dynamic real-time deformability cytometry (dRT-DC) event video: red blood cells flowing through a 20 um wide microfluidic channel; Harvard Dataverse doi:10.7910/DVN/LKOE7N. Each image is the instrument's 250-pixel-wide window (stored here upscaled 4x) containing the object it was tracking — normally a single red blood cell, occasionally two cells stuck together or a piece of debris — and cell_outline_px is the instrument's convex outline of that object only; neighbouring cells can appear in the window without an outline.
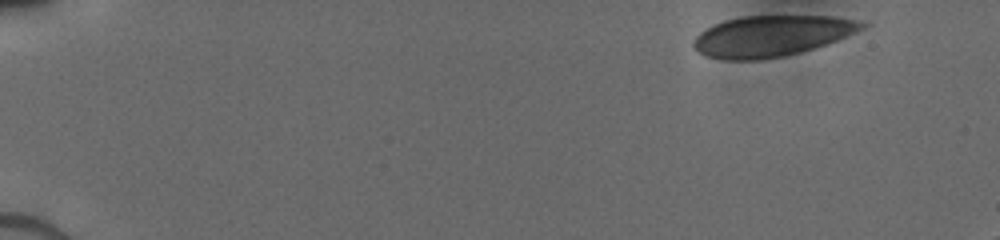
{"species": "human", "species_latin": "Homo sapiens", "temperature_condition": "cold", "stored_images_in_passage": 20, "camera_frame_rate_fps": 3000, "um_per_image_px": 0.085, "donor": {"sex": "male"}, "frame": {"image": 1, "passage_image": 1, "time_ms": 0.0, "image_size_px": [1000, 240], "cell_outline_px": [[868, 24], [864, 28], [856, 32], [836, 40], [800, 52], [784, 56], [760, 60], [724, 60], [704, 56], [692, 44], [692, 40], [700, 32], [724, 20], [744, 16], [832, 16], [852, 20]], "centroid_in_image_um": [65.53, 3.06], "position_along_channel_um": 19.5, "area_um2": 39.77}}
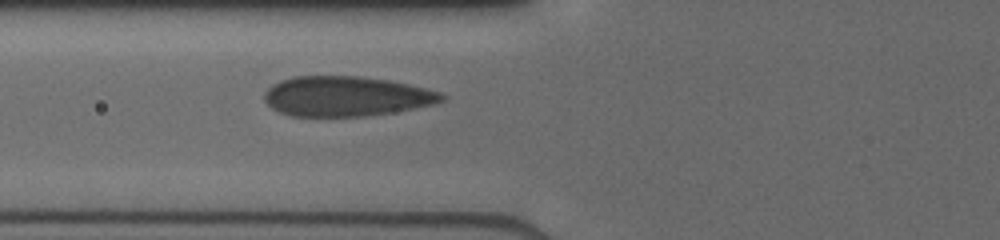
{"frame": {"image": 2, "passage_image": 9, "time_ms": 5.333, "image_size_px": [1000, 240], "cell_outline_px": [[448, 96], [444, 100], [432, 104], [412, 108], [364, 116], [292, 116], [280, 112], [272, 108], [264, 100], [264, 92], [272, 84], [280, 80], [292, 76], [356, 76], [388, 80], [408, 84], [440, 92]], "centroid_in_image_um": [29.37, 8.17], "position_along_channel_um": 96.4, "area_um2": 41.04}}
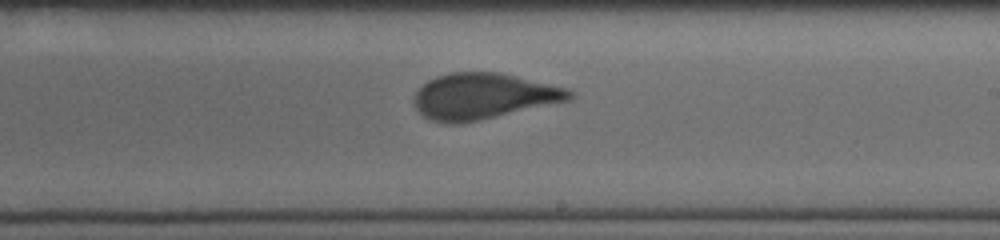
{"frame": {"image": 3, "passage_image": 20, "time_ms": 9.0, "image_size_px": [1000, 240], "cell_outline_px": [[576, 96], [572, 100], [480, 120], [460, 124], [444, 124], [432, 120], [424, 116], [416, 108], [412, 100], [416, 92], [428, 80], [436, 76], [448, 72], [496, 72], [516, 76], [568, 88]], "centroid_in_image_um": [41.09, 8.19], "position_along_channel_um": 247.9, "area_um2": 41.85}}